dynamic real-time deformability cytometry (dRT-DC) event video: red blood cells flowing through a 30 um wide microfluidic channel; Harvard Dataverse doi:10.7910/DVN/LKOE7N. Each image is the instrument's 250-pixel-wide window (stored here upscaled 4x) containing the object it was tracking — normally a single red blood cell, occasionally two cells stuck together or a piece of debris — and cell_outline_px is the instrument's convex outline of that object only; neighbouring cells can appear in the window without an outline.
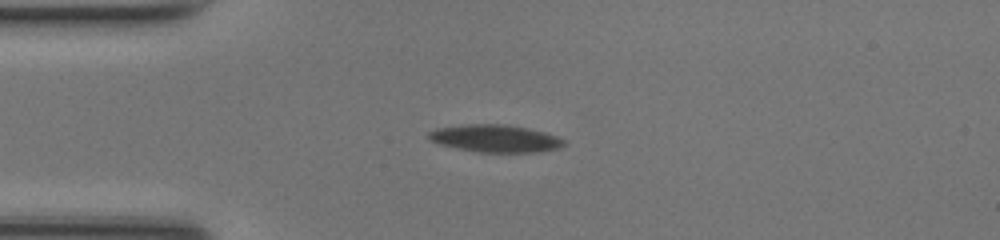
{"species": "common noctule bat (a hibernating species)", "species_latin": "Nyctalus noctula", "temperature_condition": "room temperature", "stored_images_in_passage": 39, "camera_frame_rate_fps": 3000, "um_per_image_px": 0.085, "animal": {"sex": "female", "body_mass_g": 17.0, "forearm_length_mm": 48.0}, "frame": {"image": 1, "passage_image": 1, "time_ms": 0.0, "image_size_px": [1000, 240], "cell_outline_px": [[568, 144], [560, 148], [540, 152], [480, 152], [456, 148], [440, 144], [432, 140], [428, 136], [428, 132], [436, 128], [460, 124], [504, 124], [528, 128], [544, 132], [556, 136], [564, 140]], "centroid_in_image_um": [42.13, 11.76], "position_along_channel_um": 42.9, "area_um2": 21.73}}
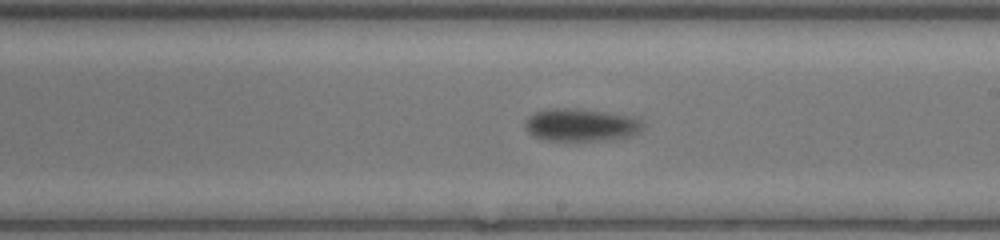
{"frame": {"image": 2, "passage_image": 17, "time_ms": 5.333, "image_size_px": [1000, 240], "cell_outline_px": [[644, 128], [640, 132], [632, 136], [604, 140], [548, 140], [532, 136], [528, 132], [524, 124], [528, 116], [536, 112], [552, 108], [576, 108], [640, 116], [644, 120]], "centroid_in_image_um": [49.48, 10.6], "position_along_channel_um": 239.5, "area_um2": 22.89}}
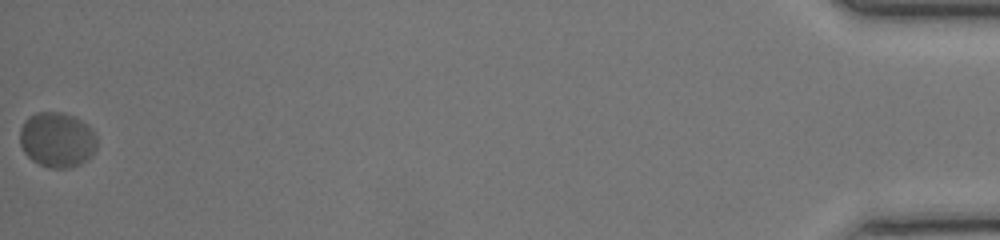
{"frame": {"image": 3, "passage_image": 39, "time_ms": 12.667, "image_size_px": [1000, 240], "cell_outline_px": [[96, 148], [92, 156], [88, 160], [80, 164], [68, 168], [48, 168], [32, 160], [24, 152], [20, 144], [20, 128], [24, 120], [28, 116], [36, 112], [64, 112], [88, 124], [92, 128], [96, 136]], "centroid_in_image_um": [4.85, 11.87], "position_along_channel_um": 430.3, "area_um2": 25.09}, "authors_computed_cell_mechanics": {"area_um2": 22.5998, "velocity_mm_per_s": 4.0771, "shape_relaxation_time_tau1_ms": 3.9668, "shape_relaxation_time_tau2_ms": 1.0564, "deformation_change_tau1": 0.1395, "deformation_change_tau2": 0.0462}}